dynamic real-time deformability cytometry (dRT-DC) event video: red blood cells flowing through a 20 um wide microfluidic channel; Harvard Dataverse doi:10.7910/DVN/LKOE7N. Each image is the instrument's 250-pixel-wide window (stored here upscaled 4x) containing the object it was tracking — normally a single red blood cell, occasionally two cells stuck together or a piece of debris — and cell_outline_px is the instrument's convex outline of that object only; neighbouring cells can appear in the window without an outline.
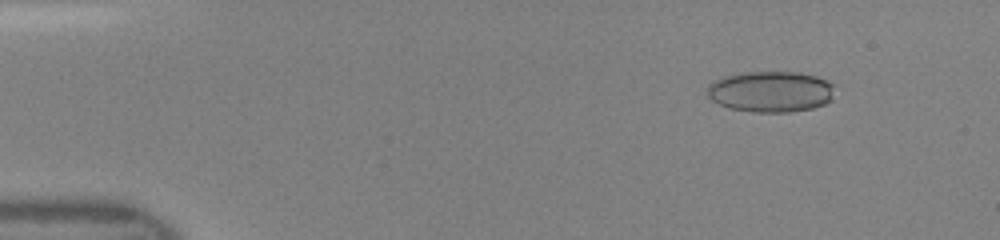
{"species": "human", "species_latin": "Homo sapiens", "temperature_condition": "room temperature", "stored_images_in_passage": 48, "camera_frame_rate_fps": 3000, "um_per_image_px": 0.085, "donor": {"sex": "female"}, "frame": {"image": 1, "passage_image": 6, "time_ms": 1.667, "image_size_px": [1000, 240], "cell_outline_px": [[836, 84], [832, 100], [824, 104], [812, 108], [788, 112], [752, 112], [728, 108], [712, 100], [708, 96], [708, 84], [724, 76], [748, 72], [800, 72], [816, 76], [828, 80]], "centroid_in_image_um": [65.56, 7.78], "position_along_channel_um": 19.4, "area_um2": 30.69}}
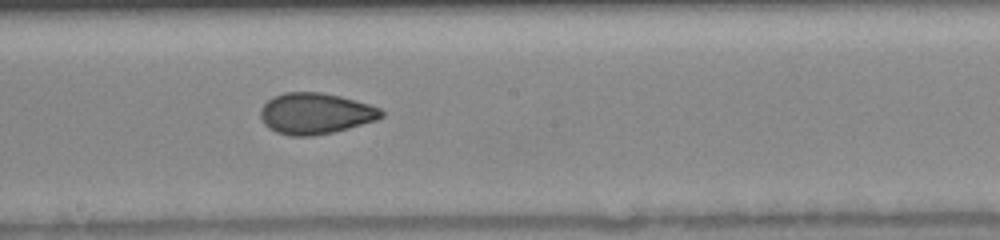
{"frame": {"image": 2, "passage_image": 27, "time_ms": 8.667, "image_size_px": [1000, 240], "cell_outline_px": [[384, 116], [376, 120], [348, 128], [332, 132], [312, 136], [292, 136], [276, 132], [268, 128], [264, 124], [260, 116], [260, 108], [272, 96], [284, 92], [320, 92], [340, 96], [356, 100], [380, 108], [384, 112]], "centroid_in_image_um": [26.79, 9.64], "position_along_channel_um": 221.4, "area_um2": 29.02}}
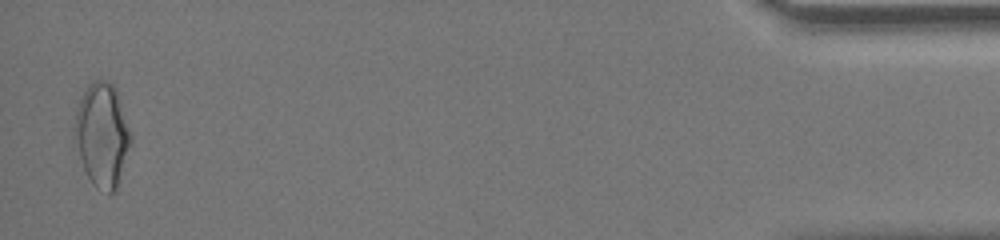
{"frame": {"image": 3, "passage_image": 47, "time_ms": 15.333, "image_size_px": [1000, 240], "cell_outline_px": [[132, 140], [116, 192], [108, 196], [96, 188], [92, 184], [72, 144], [72, 128], [76, 108], [88, 84], [96, 80], [108, 80], [116, 88], [132, 136]], "centroid_in_image_um": [8.65, 11.51], "position_along_channel_um": 426.6, "area_um2": 34.91}}